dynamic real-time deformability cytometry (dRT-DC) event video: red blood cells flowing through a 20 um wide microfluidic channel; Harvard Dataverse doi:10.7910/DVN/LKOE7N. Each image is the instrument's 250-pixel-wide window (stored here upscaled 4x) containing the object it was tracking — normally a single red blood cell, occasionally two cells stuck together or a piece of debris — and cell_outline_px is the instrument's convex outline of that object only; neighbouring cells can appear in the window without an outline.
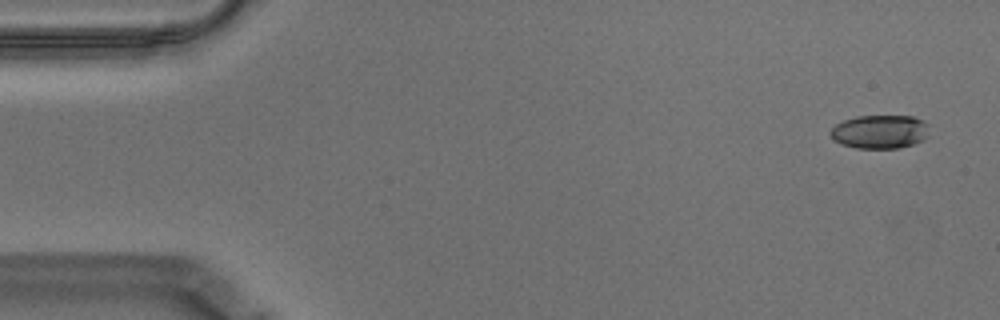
{"species": "Egyptian fruit bat (a non-hibernating species)", "species_latin": "Rousettus aegyptiacus", "temperature_condition": "warm", "stored_images_in_passage": 57, "camera_frame_rate_fps": 3000, "um_per_image_px": 0.085, "animal": {"sex": "male"}, "frame": {"image": 1, "passage_image": 3, "time_ms": 0.667, "image_size_px": [1000, 320], "cell_outline_px": [[928, 136], [924, 140], [900, 148], [856, 148], [840, 144], [832, 140], [828, 132], [836, 124], [844, 120], [856, 116], [912, 116], [924, 120], [928, 124]], "centroid_in_image_um": [74.78, 11.2], "position_along_channel_um": 10.2, "area_um2": 19.65}}
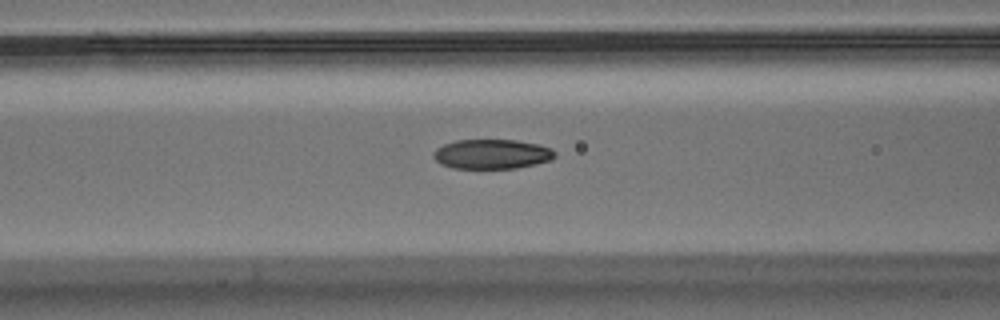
{"frame": {"image": 2, "passage_image": 23, "time_ms": 7.333, "image_size_px": [1000, 320], "cell_outline_px": [[556, 156], [552, 160], [536, 164], [516, 168], [452, 168], [440, 164], [432, 156], [432, 152], [436, 148], [444, 144], [456, 140], [516, 140], [540, 144], [552, 148], [556, 152]], "centroid_in_image_um": [41.83, 13.09], "position_along_channel_um": 124.8, "area_um2": 21.21}}
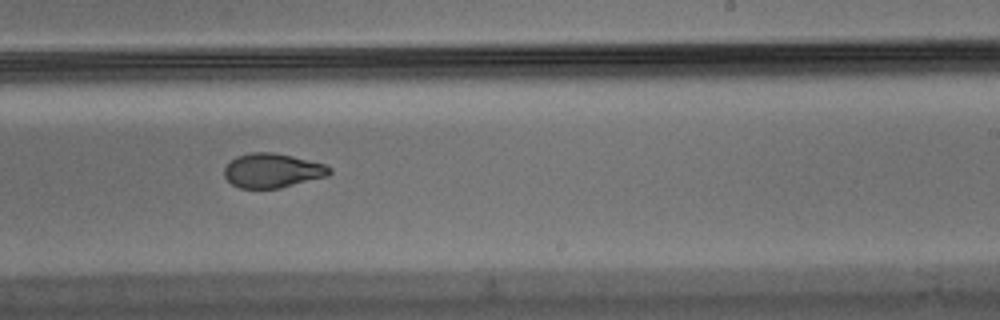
{"frame": {"image": 3, "passage_image": 35, "time_ms": 11.333, "image_size_px": [1000, 320], "cell_outline_px": [[332, 172], [328, 176], [280, 188], [240, 188], [232, 184], [224, 176], [224, 168], [236, 156], [252, 152], [272, 152], [292, 156], [324, 164], [332, 168]], "centroid_in_image_um": [23.16, 14.5], "position_along_channel_um": 265.8, "area_um2": 20.98}, "authors_computed_cell_mechanics": {"area_um2": 21.5594, "velocity_mm_per_s": 3.5279, "shape_relaxation_time_tau1_ms": 8.44, "shape_relaxation_time_tau2_ms": 1.7851, "deformation_change_tau1": 0.22, "deformation_change_tau2": 0.0699}}